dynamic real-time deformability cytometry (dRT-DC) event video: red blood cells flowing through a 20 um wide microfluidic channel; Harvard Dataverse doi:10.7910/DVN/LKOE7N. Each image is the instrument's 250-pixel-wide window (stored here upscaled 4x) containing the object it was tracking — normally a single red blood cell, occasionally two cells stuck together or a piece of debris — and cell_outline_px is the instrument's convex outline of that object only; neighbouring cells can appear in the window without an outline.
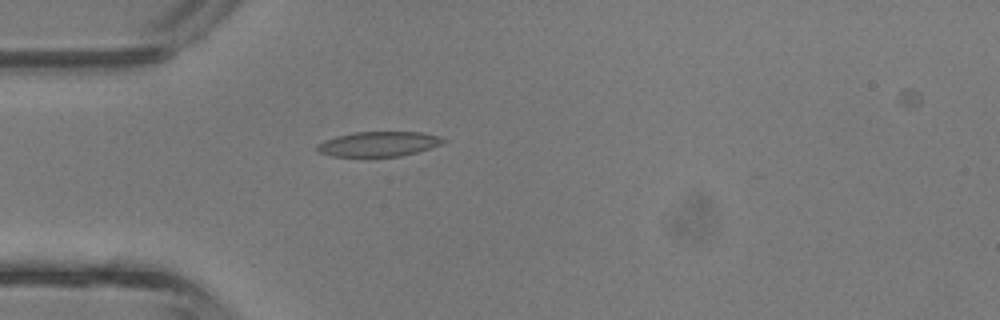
{"species": "common noctule bat (a hibernating species)", "species_latin": "Nyctalus noctula", "temperature_condition": "room temperature", "stored_images_in_passage": 41, "camera_frame_rate_fps": 3000, "um_per_image_px": 0.085, "animal": {"sex": "male", "body_mass_g": 13.3}, "frame": {"image": 1, "passage_image": 12, "time_ms": 3.667, "image_size_px": [1000, 320], "cell_outline_px": [[448, 140], [440, 144], [416, 152], [400, 156], [332, 156], [316, 152], [316, 144], [324, 140], [336, 136], [352, 132], [420, 132], [440, 136]], "centroid_in_image_um": [32.13, 12.23], "position_along_channel_um": 52.9, "area_um2": 18.26}}
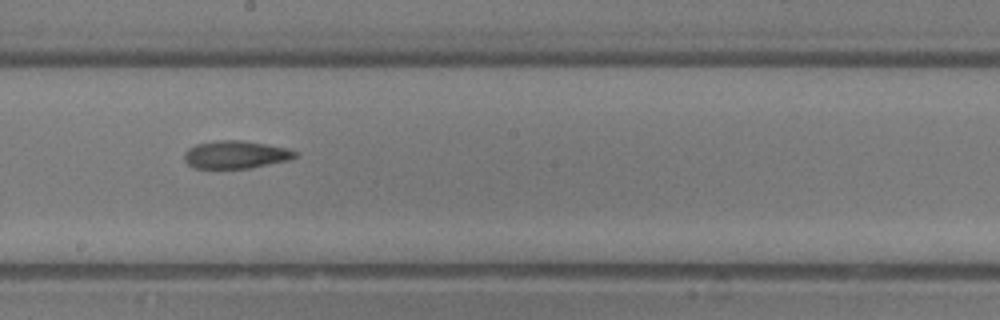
{"frame": {"image": 2, "passage_image": 23, "time_ms": 7.333, "image_size_px": [1000, 320], "cell_outline_px": [[296, 156], [288, 160], [248, 168], [196, 168], [188, 164], [184, 160], [184, 152], [188, 148], [196, 144], [216, 140], [244, 140], [288, 148], [296, 152]], "centroid_in_image_um": [20.0, 13.13], "position_along_channel_um": 228.2, "area_um2": 17.86}}
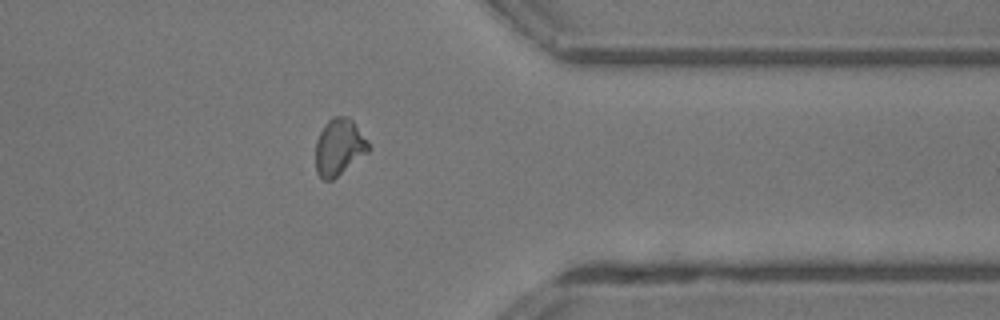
{"frame": {"image": 3, "passage_image": 33, "time_ms": 10.667, "image_size_px": [1000, 320], "cell_outline_px": [[372, 148], [368, 152], [332, 180], [324, 180], [316, 172], [316, 140], [324, 124], [328, 120], [336, 116], [348, 116], [352, 120], [368, 140]], "centroid_in_image_um": [28.83, 12.49], "position_along_channel_um": 382.6, "area_um2": 17.46}, "authors_computed_cell_mechanics": {"area_um2": 17.8602, "velocity_mm_per_s": 4.9924, "shape_relaxation_time_tau1_ms": null, "shape_relaxation_time_tau2_ms": 8.7076, "deformation_change_tau1": null, "deformation_change_tau2": 0.1869}}